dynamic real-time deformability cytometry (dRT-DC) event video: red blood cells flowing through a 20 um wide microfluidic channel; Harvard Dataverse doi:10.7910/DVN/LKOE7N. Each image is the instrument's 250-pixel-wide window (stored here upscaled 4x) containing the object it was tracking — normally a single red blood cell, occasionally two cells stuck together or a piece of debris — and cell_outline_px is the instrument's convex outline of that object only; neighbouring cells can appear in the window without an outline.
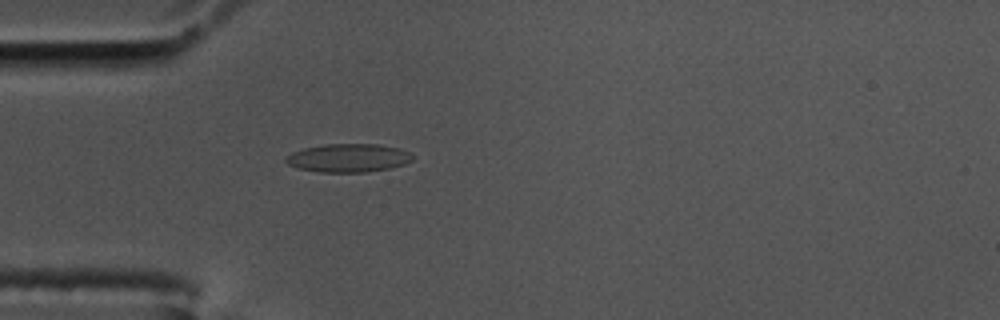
{"species": "common noctule bat (a hibernating species)", "species_latin": "Nyctalus noctula", "temperature_condition": "cold", "stored_images_in_passage": 58, "camera_frame_rate_fps": 3000, "um_per_image_px": 0.085, "animal": {"sex": "male", "body_mass_g": 17.5, "forearm_length_mm": 52.3}, "frame": {"image": 1, "passage_image": 17, "time_ms": 5.333, "image_size_px": [1000, 320], "cell_outline_px": [[412, 160], [404, 164], [388, 168], [368, 172], [320, 172], [300, 168], [288, 164], [284, 160], [284, 156], [292, 152], [304, 148], [324, 144], [376, 144], [400, 148], [408, 152], [412, 156]], "centroid_in_image_um": [29.58, 13.42], "position_along_channel_um": 55.4, "area_um2": 20.87}}
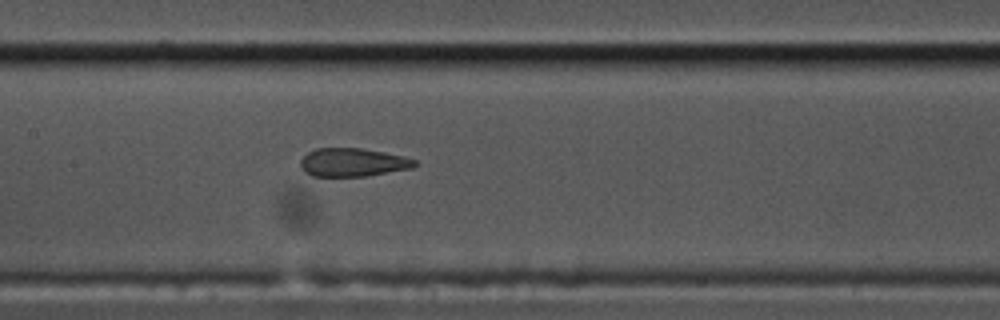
{"frame": {"image": 2, "passage_image": 28, "time_ms": 9.0, "image_size_px": [1000, 320], "cell_outline_px": [[420, 164], [412, 168], [368, 176], [312, 176], [304, 172], [300, 168], [300, 160], [308, 152], [316, 148], [360, 148], [384, 152], [404, 156], [416, 160]], "centroid_in_image_um": [30.0, 13.8], "position_along_channel_um": 177.4, "area_um2": 19.07}}
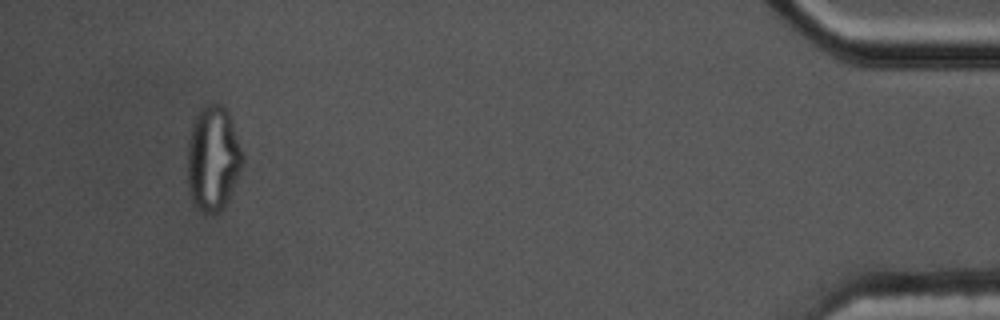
{"frame": {"image": 3, "passage_image": 55, "time_ms": 18.0, "image_size_px": [1000, 320], "cell_outline_px": [[244, 160], [228, 200], [224, 208], [220, 212], [204, 212], [192, 200], [188, 188], [188, 140], [192, 124], [200, 108], [204, 104], [220, 104], [228, 112], [244, 152]], "centroid_in_image_um": [18.12, 13.44], "position_along_channel_um": 417.1, "area_um2": 33.64}, "authors_computed_cell_mechanics": {"area_um2": 20.3167, "velocity_mm_per_s": 3.468, "shape_relaxation_time_tau1_ms": null, "shape_relaxation_time_tau2_ms": 1.1022, "deformation_change_tau1": null, "deformation_change_tau2": 0.072}}